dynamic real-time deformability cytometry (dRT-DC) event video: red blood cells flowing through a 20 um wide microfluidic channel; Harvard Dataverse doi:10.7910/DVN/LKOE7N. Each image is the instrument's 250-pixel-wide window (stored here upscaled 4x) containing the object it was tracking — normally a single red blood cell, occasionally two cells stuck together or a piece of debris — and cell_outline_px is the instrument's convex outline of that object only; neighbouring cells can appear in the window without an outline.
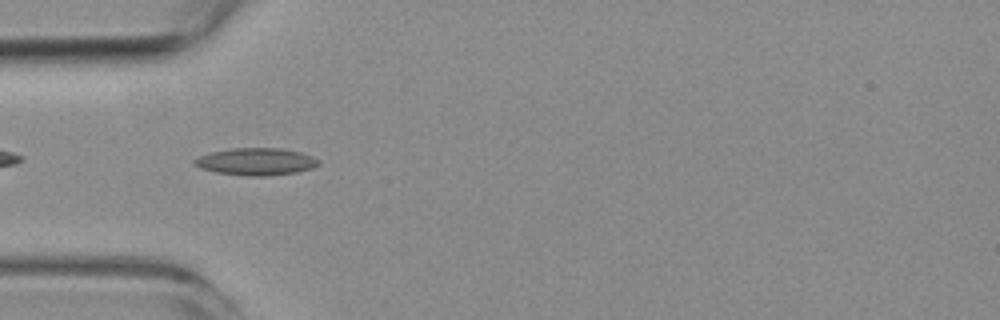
{"species": "common noctule bat (a hibernating species)", "species_latin": "Nyctalus noctula", "temperature_condition": "room temperature", "stored_images_in_passage": 5, "camera_frame_rate_fps": 3000, "um_per_image_px": 0.085, "animal": {"sex": "female", "body_mass_g": 19.3, "forearm_length_mm": 54.1}, "frame": {"image": 1, "passage_image": 5, "time_ms": 5.0, "image_size_px": [1000, 320], "cell_outline_px": [[320, 164], [312, 168], [296, 172], [268, 176], [248, 176], [216, 172], [200, 168], [192, 164], [192, 160], [200, 156], [212, 152], [232, 148], [280, 148], [300, 152], [312, 156], [320, 160]], "centroid_in_image_um": [21.76, 13.74], "position_along_channel_um": 63.2, "area_um2": 19.71}}